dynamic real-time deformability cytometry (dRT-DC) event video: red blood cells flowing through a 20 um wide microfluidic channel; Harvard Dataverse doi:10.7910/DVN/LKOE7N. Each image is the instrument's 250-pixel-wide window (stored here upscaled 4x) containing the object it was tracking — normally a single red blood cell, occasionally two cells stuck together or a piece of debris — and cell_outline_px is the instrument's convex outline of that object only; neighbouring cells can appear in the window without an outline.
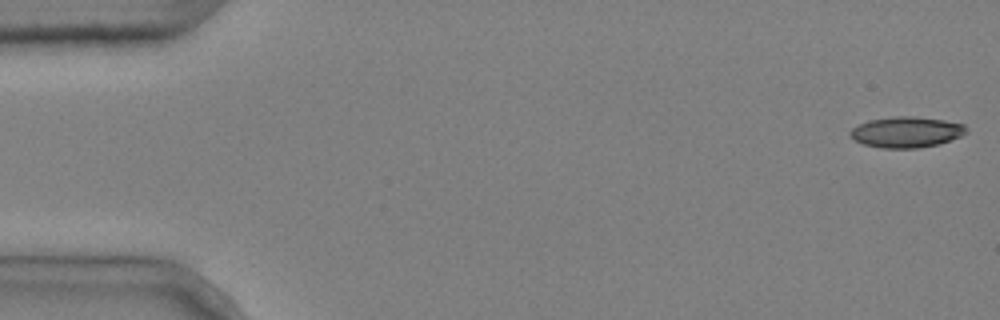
{"species": "common noctule bat (a hibernating species)", "species_latin": "Nyctalus noctula", "temperature_condition": "cold", "stored_images_in_passage": 5, "camera_frame_rate_fps": 3000, "um_per_image_px": 0.085, "animal": {"sex": "male", "body_mass_g": 20.4}, "frame": {"image": 1, "passage_image": 1, "time_ms": 0.0, "image_size_px": [1000, 320], "cell_outline_px": [[968, 132], [960, 136], [936, 144], [916, 148], [880, 148], [864, 144], [848, 136], [848, 132], [852, 128], [868, 120], [892, 116], [912, 116], [944, 120], [964, 124], [968, 128]], "centroid_in_image_um": [77.01, 11.21], "position_along_channel_um": 8.0, "area_um2": 20.81}}
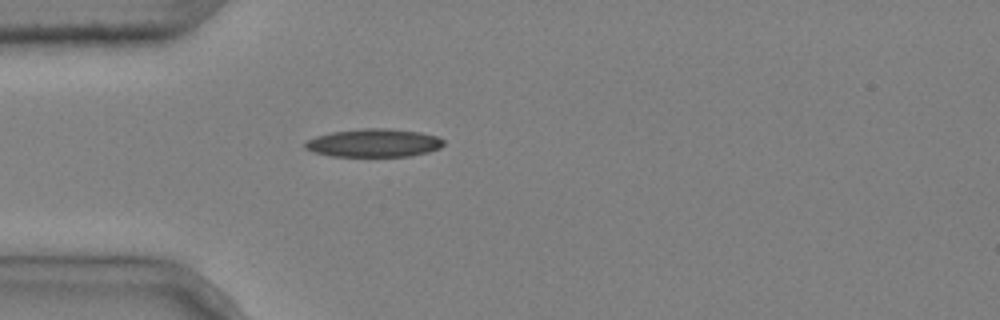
{"frame": {"image": 2, "passage_image": 5, "time_ms": 1.333, "image_size_px": [1000, 320], "cell_outline_px": [[444, 144], [440, 148], [428, 152], [412, 156], [332, 156], [316, 152], [304, 148], [304, 144], [308, 140], [316, 136], [332, 132], [364, 128], [388, 128], [420, 132], [436, 136], [444, 140]], "centroid_in_image_um": [31.8, 12.15], "position_along_channel_um": 53.2, "area_um2": 22.66}}